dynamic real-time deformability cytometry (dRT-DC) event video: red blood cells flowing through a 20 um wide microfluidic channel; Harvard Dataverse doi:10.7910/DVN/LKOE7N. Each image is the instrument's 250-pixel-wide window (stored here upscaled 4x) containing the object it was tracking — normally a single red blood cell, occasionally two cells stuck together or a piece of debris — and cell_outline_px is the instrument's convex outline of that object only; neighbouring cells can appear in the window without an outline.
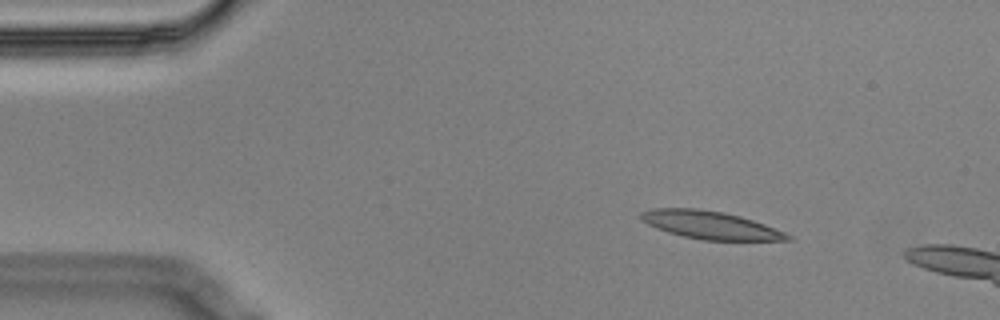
{"species": "Egyptian fruit bat (a non-hibernating species)", "species_latin": "Rousettus aegyptiacus", "temperature_condition": "cold", "stored_images_in_passage": 4, "camera_frame_rate_fps": 3000, "um_per_image_px": 0.085, "animal": {"sex": "male"}, "frame": {"image": 1, "passage_image": 2, "time_ms": 0.333, "image_size_px": [1000, 320], "cell_outline_px": [[796, 240], [704, 240], [684, 236], [668, 232], [656, 228], [648, 224], [640, 216], [640, 212], [652, 208], [696, 208], [724, 212], [740, 216], [764, 224], [784, 232], [792, 236]], "centroid_in_image_um": [60.39, 19.12], "position_along_channel_um": 24.6, "area_um2": 23.64}}